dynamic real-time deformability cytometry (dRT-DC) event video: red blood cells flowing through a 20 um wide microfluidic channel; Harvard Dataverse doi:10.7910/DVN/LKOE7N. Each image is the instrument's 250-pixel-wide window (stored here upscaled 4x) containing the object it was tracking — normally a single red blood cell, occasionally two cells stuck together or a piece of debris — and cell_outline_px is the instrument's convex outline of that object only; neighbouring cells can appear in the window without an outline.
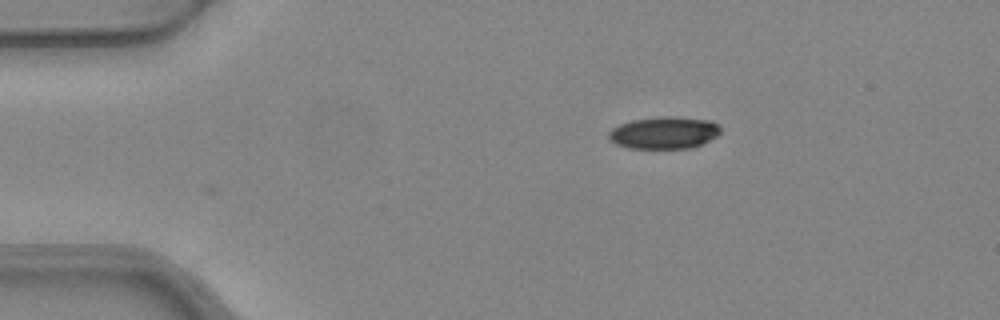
{"species": "common noctule bat (a hibernating species)", "species_latin": "Nyctalus noctula", "temperature_condition": "warm", "stored_images_in_passage": 4, "camera_frame_rate_fps": 3000, "um_per_image_px": 0.085, "animal": {"sex": "female", "body_mass_g": 24.6, "forearm_length_mm": 56.2}, "frame": {"image": 1, "passage_image": 1, "time_ms": 0.0, "image_size_px": [1000, 320], "cell_outline_px": [[720, 132], [716, 136], [692, 148], [628, 148], [616, 144], [608, 140], [608, 132], [612, 128], [620, 124], [632, 120], [664, 116], [676, 116], [712, 120], [720, 128]], "centroid_in_image_um": [56.42, 11.27], "position_along_channel_um": 28.6, "area_um2": 20.98}}
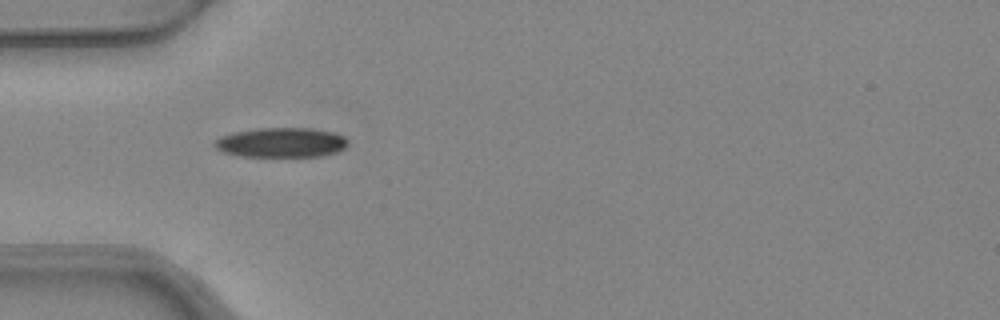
{"frame": {"image": 2, "passage_image": 3, "time_ms": 0.667, "image_size_px": [1000, 320], "cell_outline_px": [[348, 144], [340, 152], [320, 156], [240, 156], [224, 152], [216, 148], [212, 144], [220, 136], [232, 132], [256, 128], [308, 128], [332, 132], [344, 136], [348, 140]], "centroid_in_image_um": [23.9, 12.11], "position_along_channel_um": 61.1, "area_um2": 23.18}}
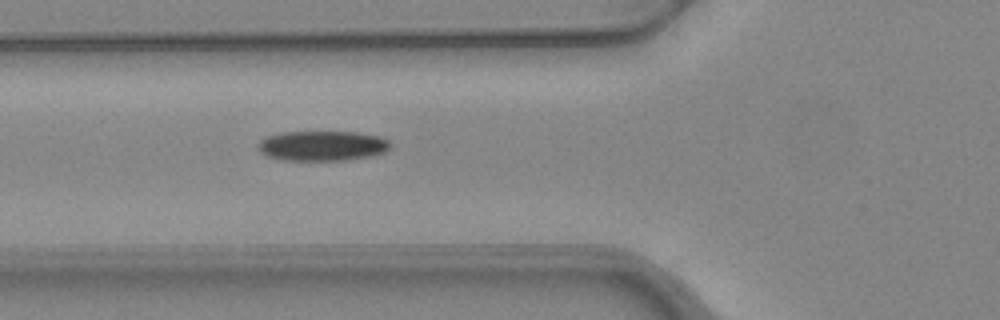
{"frame": {"image": 3, "passage_image": 4, "time_ms": 1.0, "image_size_px": [1000, 320], "cell_outline_px": [[392, 144], [384, 152], [372, 156], [348, 160], [288, 160], [268, 156], [260, 152], [256, 148], [256, 144], [260, 140], [268, 136], [280, 132], [356, 132], [380, 136], [388, 140]], "centroid_in_image_um": [27.39, 12.39], "position_along_channel_um": 98.4, "area_um2": 23.24}}